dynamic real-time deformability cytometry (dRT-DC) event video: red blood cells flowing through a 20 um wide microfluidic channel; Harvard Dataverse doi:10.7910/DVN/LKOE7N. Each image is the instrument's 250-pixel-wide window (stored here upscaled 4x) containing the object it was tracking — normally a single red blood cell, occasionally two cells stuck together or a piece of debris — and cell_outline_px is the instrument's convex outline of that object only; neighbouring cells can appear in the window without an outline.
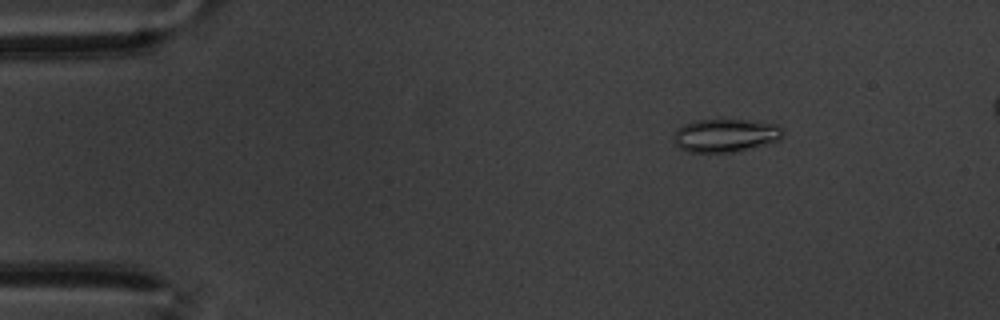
{"species": "common noctule bat (a hibernating species)", "species_latin": "Nyctalus noctula", "temperature_condition": "warm", "stored_images_in_passage": 60, "segment_of_instrument_passage": [1, 2], "camera_frame_rate_fps": 3000, "um_per_image_px": 0.085, "animal": {"sex": "male", "body_mass_g": 20.1, "forearm_length_mm": 53.5}, "frame": {"image": 1, "passage_image": 9, "time_ms": 2.667, "image_size_px": [1000, 320], "cell_outline_px": [[784, 136], [776, 140], [764, 144], [732, 152], [688, 152], [680, 148], [676, 144], [672, 136], [684, 124], [692, 120], [720, 116], [780, 124], [784, 128]], "centroid_in_image_um": [61.67, 11.44], "position_along_channel_um": 23.3, "area_um2": 21.91}}
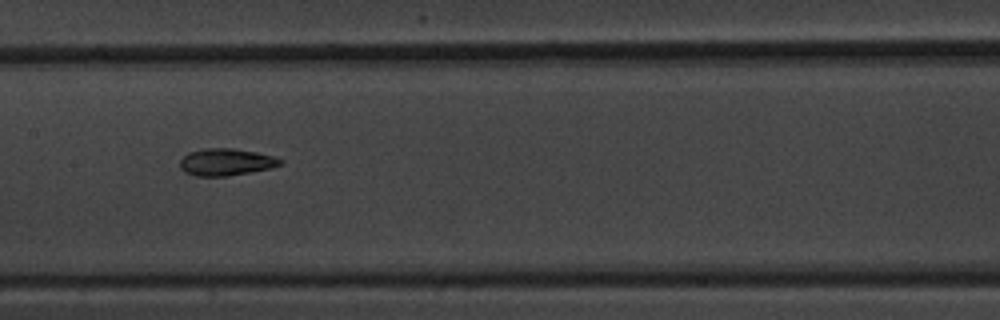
{"frame": {"image": 2, "passage_image": 30, "time_ms": 9.667, "image_size_px": [1000, 320], "cell_outline_px": [[284, 164], [272, 168], [228, 176], [196, 176], [184, 172], [180, 168], [180, 160], [188, 152], [204, 148], [232, 148], [256, 152], [272, 156], [284, 160]], "centroid_in_image_um": [19.22, 13.77], "position_along_channel_um": 188.2, "area_um2": 15.95}}
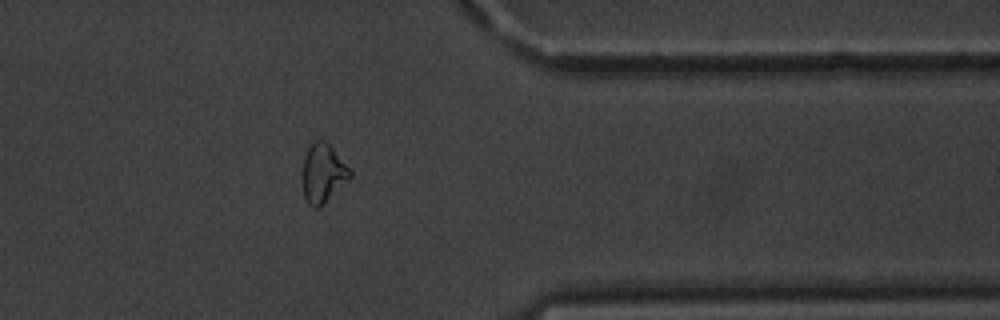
{"frame": {"image": 3, "passage_image": 48, "time_ms": 15.667, "image_size_px": [1000, 320], "cell_outline_px": [[352, 176], [320, 208], [316, 208], [308, 204], [304, 196], [304, 160], [308, 148], [316, 140], [324, 140], [332, 148], [352, 172]], "centroid_in_image_um": [27.47, 14.76], "position_along_channel_um": 383.9, "area_um2": 15.78}}